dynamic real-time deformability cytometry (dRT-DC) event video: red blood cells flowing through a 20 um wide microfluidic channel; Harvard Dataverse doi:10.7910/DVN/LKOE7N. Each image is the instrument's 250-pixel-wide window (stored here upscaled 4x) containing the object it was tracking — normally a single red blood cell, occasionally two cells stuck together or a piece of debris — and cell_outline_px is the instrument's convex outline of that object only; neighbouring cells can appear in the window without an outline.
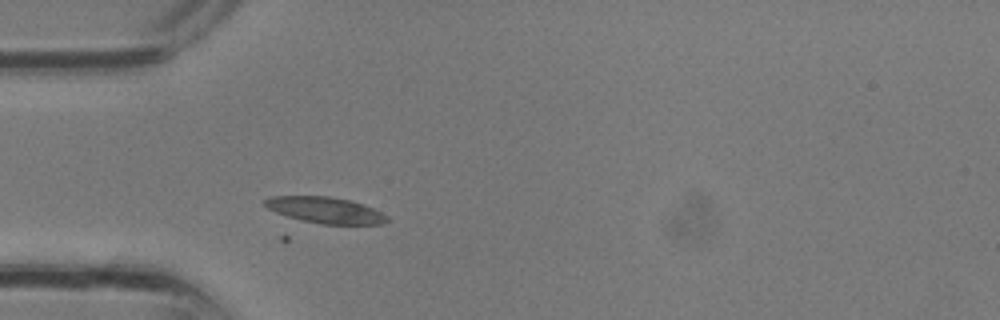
{"species": "common noctule bat (a hibernating species)", "species_latin": "Nyctalus noctula", "temperature_condition": "room temperature", "stored_images_in_passage": 18, "camera_frame_rate_fps": 3000, "um_per_image_px": 0.085, "animal": {"sex": "male", "body_mass_g": 13.3}, "frame": {"image": 1, "passage_image": 5, "time_ms": 1.333, "image_size_px": [1000, 320], "cell_outline_px": [[388, 220], [384, 224], [320, 224], [300, 220], [276, 212], [268, 208], [264, 204], [264, 200], [268, 196], [328, 196], [352, 200], [364, 204], [388, 216]], "centroid_in_image_um": [27.65, 17.85], "position_along_channel_um": 57.3, "area_um2": 18.67}}
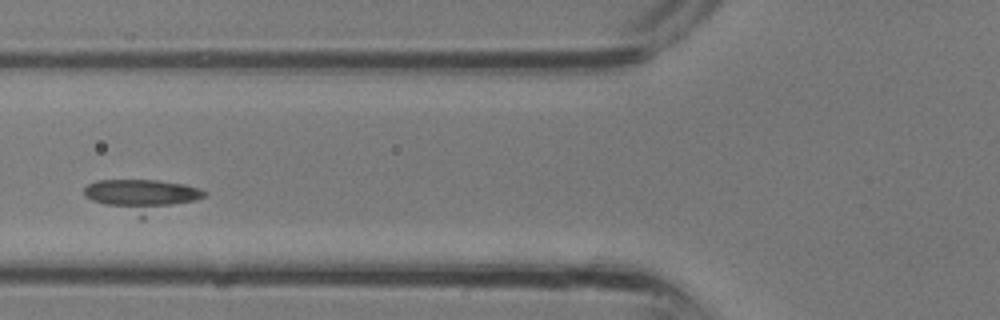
{"frame": {"image": 2, "passage_image": 8, "time_ms": 2.333, "image_size_px": [1000, 320], "cell_outline_px": [[208, 192], [204, 196], [196, 200], [144, 220], [140, 220], [92, 200], [84, 196], [84, 188], [88, 184], [96, 180], [156, 180], [184, 184], [200, 188]], "centroid_in_image_um": [12.08, 16.67], "position_along_channel_um": 113.7, "area_um2": 23.35}}
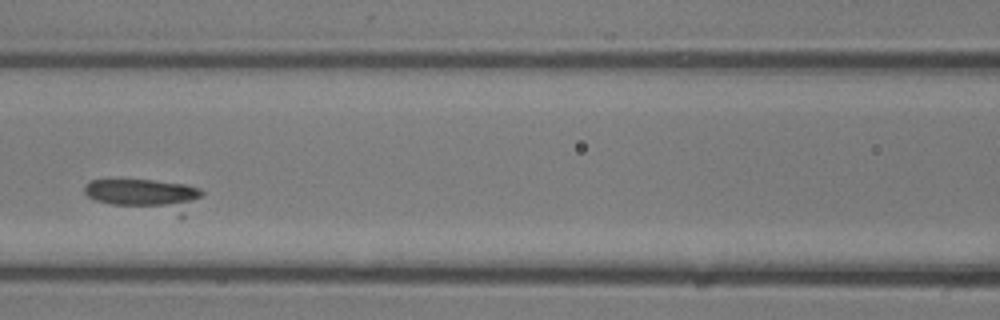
{"frame": {"image": 3, "passage_image": 10, "time_ms": 3.0, "image_size_px": [1000, 320], "cell_outline_px": [[204, 192], [184, 216], [180, 220], [112, 204], [96, 200], [88, 196], [84, 192], [84, 184], [88, 180], [152, 180], [184, 184], [200, 188]], "centroid_in_image_um": [12.41, 16.64], "position_along_channel_um": 154.2, "area_um2": 22.77}}